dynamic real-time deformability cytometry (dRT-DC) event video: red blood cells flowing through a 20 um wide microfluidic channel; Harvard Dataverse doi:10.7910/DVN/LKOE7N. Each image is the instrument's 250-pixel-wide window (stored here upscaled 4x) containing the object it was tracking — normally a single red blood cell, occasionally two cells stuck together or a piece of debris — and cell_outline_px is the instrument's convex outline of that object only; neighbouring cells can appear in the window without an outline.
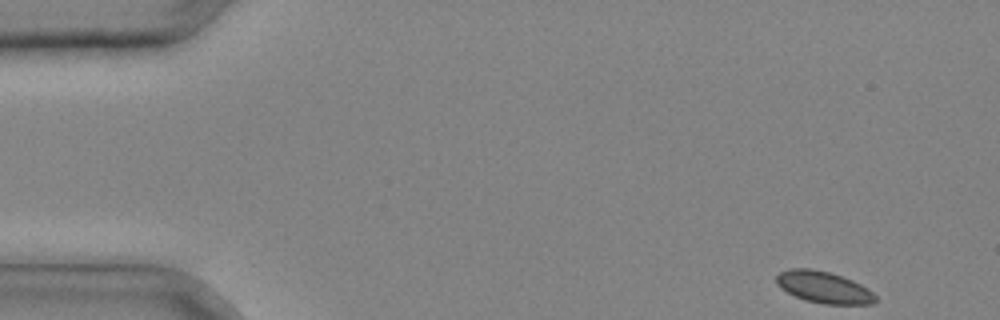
{"species": "common noctule bat (a hibernating species)", "species_latin": "Nyctalus noctula", "temperature_condition": "cold", "stored_images_in_passage": 36, "camera_frame_rate_fps": 3000, "um_per_image_px": 0.085, "animal": {"sex": "male", "body_mass_g": 20.4}, "frame": {"image": 1, "passage_image": 1, "time_ms": 0.0, "image_size_px": [1000, 320], "cell_outline_px": [[876, 300], [872, 304], [824, 304], [804, 300], [780, 288], [776, 284], [776, 276], [780, 272], [788, 268], [812, 268], [828, 272], [852, 280], [868, 288], [876, 296]], "centroid_in_image_um": [69.99, 24.41], "position_along_channel_um": 15.0, "area_um2": 18.26}}
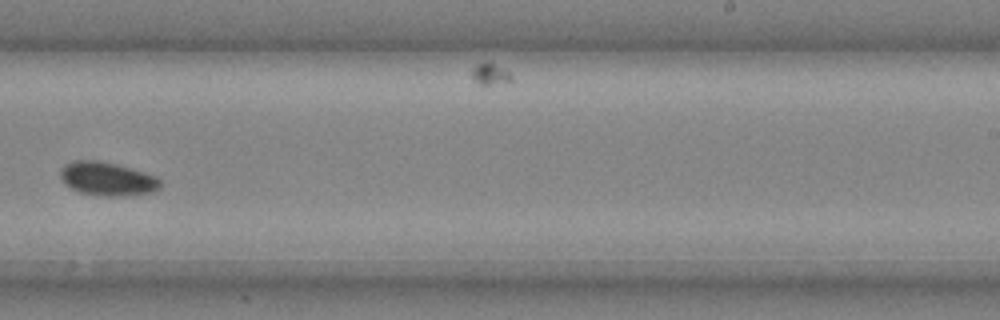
{"frame": {"image": 2, "passage_image": 23, "time_ms": 7.333, "image_size_px": [1000, 320], "cell_outline_px": [[160, 188], [152, 192], [124, 196], [96, 196], [80, 192], [72, 188], [60, 176], [60, 172], [64, 164], [72, 160], [100, 160], [116, 164], [156, 176], [160, 180]], "centroid_in_image_um": [9.12, 15.2], "position_along_channel_um": 279.9, "area_um2": 19.48}}
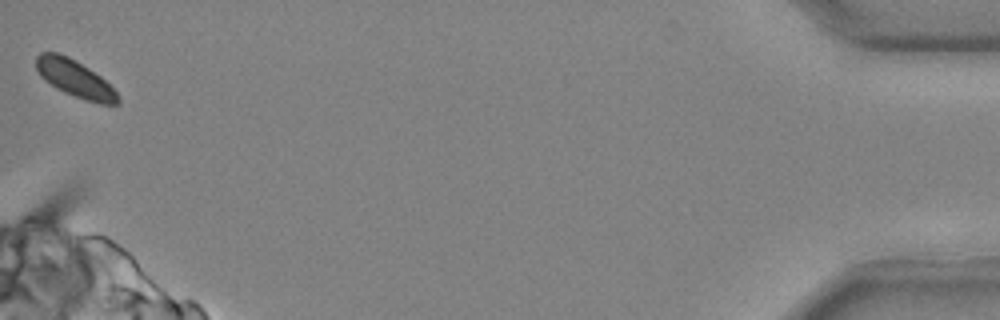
{"frame": {"image": 3, "passage_image": 36, "time_ms": 11.667, "image_size_px": [1000, 320], "cell_outline_px": [[120, 104], [100, 104], [84, 100], [64, 92], [56, 88], [44, 80], [40, 76], [36, 68], [36, 56], [40, 52], [56, 52], [68, 56], [88, 68], [100, 76], [116, 92], [120, 100]], "centroid_in_image_um": [6.35, 6.68], "position_along_channel_um": 428.9, "area_um2": 17.57}}